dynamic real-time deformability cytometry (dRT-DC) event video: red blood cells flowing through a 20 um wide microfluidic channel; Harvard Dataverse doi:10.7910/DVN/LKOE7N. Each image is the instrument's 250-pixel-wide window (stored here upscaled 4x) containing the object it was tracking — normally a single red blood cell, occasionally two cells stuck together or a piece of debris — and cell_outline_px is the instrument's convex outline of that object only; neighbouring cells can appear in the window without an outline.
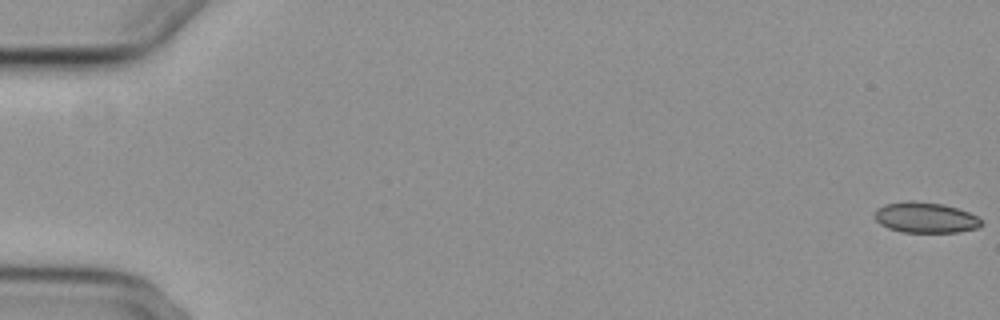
{"species": "common noctule bat (a hibernating species)", "species_latin": "Nyctalus noctula", "temperature_condition": "cold", "stored_images_in_passage": 57, "camera_frame_rate_fps": 3000, "um_per_image_px": 0.085, "animal": {"sex": "female", "body_mass_g": 29.2, "forearm_length_mm": 56.3}, "frame": {"image": 1, "passage_image": 1, "time_ms": 0.0, "image_size_px": [1000, 320], "cell_outline_px": [[984, 224], [976, 228], [960, 232], [900, 232], [888, 228], [880, 224], [872, 216], [876, 208], [884, 204], [908, 200], [912, 200], [940, 204], [956, 208], [968, 212], [976, 216]], "centroid_in_image_um": [78.6, 18.49], "position_along_channel_um": 6.4, "area_um2": 19.13}}
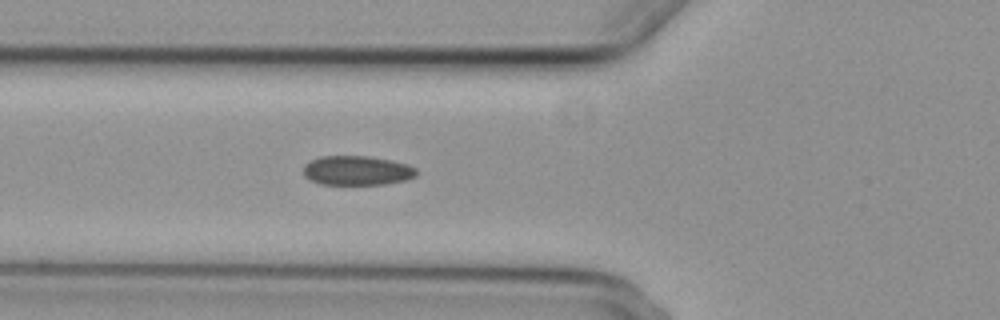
{"frame": {"image": 2, "passage_image": 22, "time_ms": 7.0, "image_size_px": [1000, 320], "cell_outline_px": [[416, 176], [408, 180], [384, 184], [320, 184], [308, 180], [304, 176], [304, 164], [320, 156], [368, 156], [392, 160], [408, 164], [416, 168]], "centroid_in_image_um": [30.35, 14.49], "position_along_channel_um": 95.5, "area_um2": 19.54}}
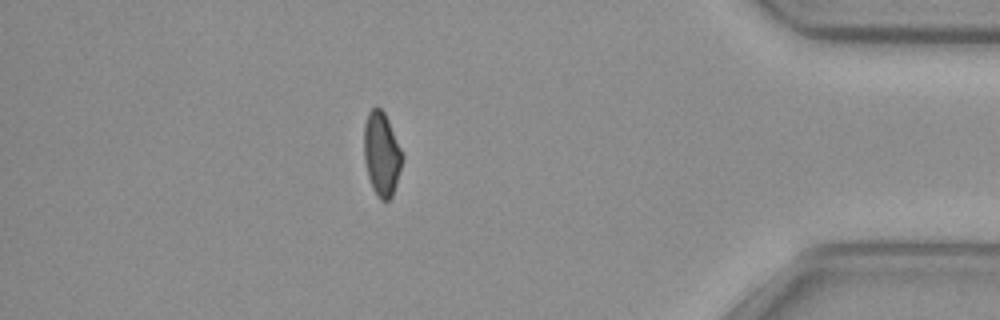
{"frame": {"image": 3, "passage_image": 50, "time_ms": 16.333, "image_size_px": [1000, 320], "cell_outline_px": [[404, 156], [396, 184], [392, 196], [388, 200], [380, 200], [372, 188], [368, 176], [364, 160], [364, 124], [368, 112], [372, 108], [380, 108], [384, 112], [388, 120]], "centroid_in_image_um": [32.43, 13.09], "position_along_channel_um": 402.8, "area_um2": 18.61}, "authors_computed_cell_mechanics": {"area_um2": 19.5942, "velocity_mm_per_s": 3.7277, "shape_relaxation_time_tau1_ms": null, "shape_relaxation_time_tau2_ms": 4.3577, "deformation_change_tau1": null, "deformation_change_tau2": 0.0734}}